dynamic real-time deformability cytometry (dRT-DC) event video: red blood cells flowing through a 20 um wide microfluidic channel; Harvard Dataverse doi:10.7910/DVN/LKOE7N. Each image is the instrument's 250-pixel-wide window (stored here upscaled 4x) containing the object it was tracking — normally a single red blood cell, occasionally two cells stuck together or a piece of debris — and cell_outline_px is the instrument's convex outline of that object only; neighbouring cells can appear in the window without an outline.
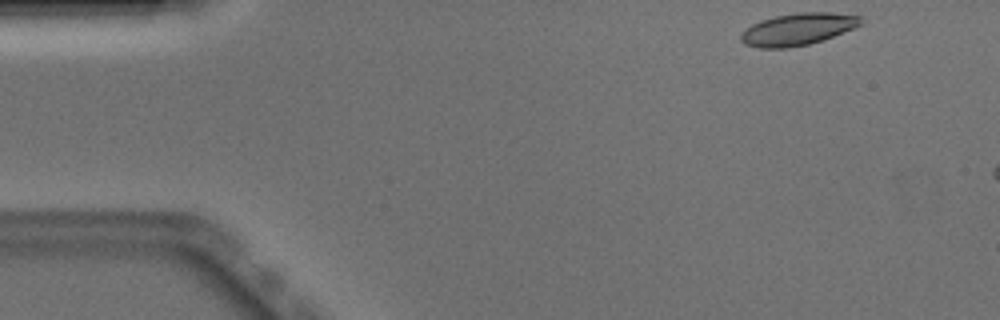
{"species": "Egyptian fruit bat (a non-hibernating species)", "species_latin": "Rousettus aegyptiacus", "temperature_condition": "warm", "stored_images_in_passage": 7, "camera_frame_rate_fps": 3000, "um_per_image_px": 0.085, "animal": {"sex": "male"}, "frame": {"image": 1, "passage_image": 1, "time_ms": 0.0, "image_size_px": [1000, 320], "cell_outline_px": [[864, 16], [860, 24], [852, 28], [832, 36], [808, 44], [788, 48], [760, 48], [744, 44], [740, 40], [740, 32], [752, 24], [760, 20], [776, 16], [800, 12], [832, 12]], "centroid_in_image_um": [67.77, 2.47], "position_along_channel_um": 17.2, "area_um2": 22.31}}